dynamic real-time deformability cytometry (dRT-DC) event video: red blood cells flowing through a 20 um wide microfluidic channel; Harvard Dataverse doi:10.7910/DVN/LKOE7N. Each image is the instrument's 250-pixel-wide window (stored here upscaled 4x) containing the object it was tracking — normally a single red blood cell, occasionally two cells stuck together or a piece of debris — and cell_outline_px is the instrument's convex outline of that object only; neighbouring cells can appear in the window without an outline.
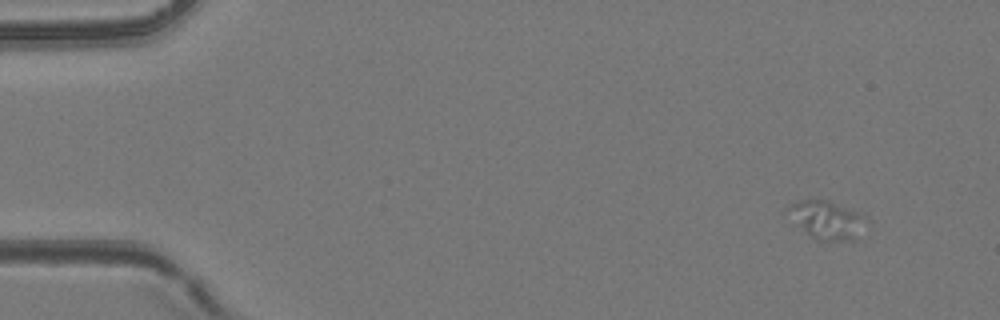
{"species": "common noctule bat (a hibernating species)", "species_latin": "Nyctalus noctula", "temperature_condition": "room temperature", "stored_images_in_passage": 3, "camera_frame_rate_fps": 3000, "um_per_image_px": 0.085, "animal": {"sex": "female", "body_mass_g": 24.6, "forearm_length_mm": 56.2}, "frame": {"image": 1, "passage_image": 1, "time_ms": 0.0, "image_size_px": [1000, 320], "cell_outline_px": [[868, 220], [856, 240], [816, 240], [800, 224], [788, 208], [788, 204], [800, 200], [828, 200], [856, 212], [864, 216]], "centroid_in_image_um": [70.38, 18.69], "position_along_channel_um": 14.6, "area_um2": 16.53}}
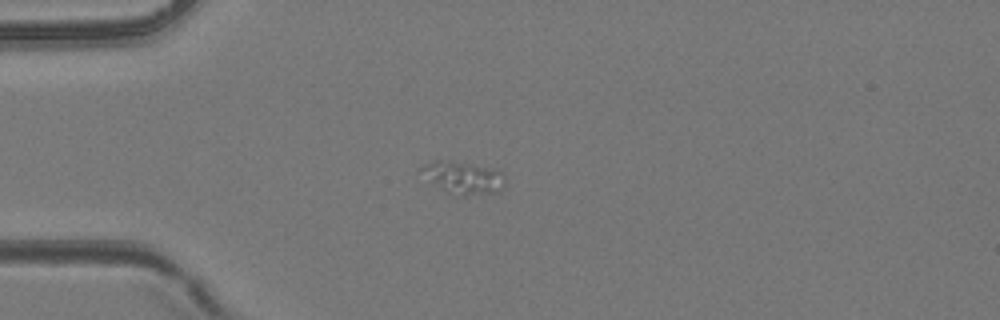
{"frame": {"image": 2, "passage_image": 3, "time_ms": 3.0, "image_size_px": [1000, 320], "cell_outline_px": [[504, 188], [500, 192], [464, 196], [456, 196], [448, 192], [432, 180], [420, 168], [424, 164], [432, 160], [452, 160], [496, 168], [504, 172]], "centroid_in_image_um": [39.5, 15.08], "position_along_channel_um": 45.5, "area_um2": 15.84}}